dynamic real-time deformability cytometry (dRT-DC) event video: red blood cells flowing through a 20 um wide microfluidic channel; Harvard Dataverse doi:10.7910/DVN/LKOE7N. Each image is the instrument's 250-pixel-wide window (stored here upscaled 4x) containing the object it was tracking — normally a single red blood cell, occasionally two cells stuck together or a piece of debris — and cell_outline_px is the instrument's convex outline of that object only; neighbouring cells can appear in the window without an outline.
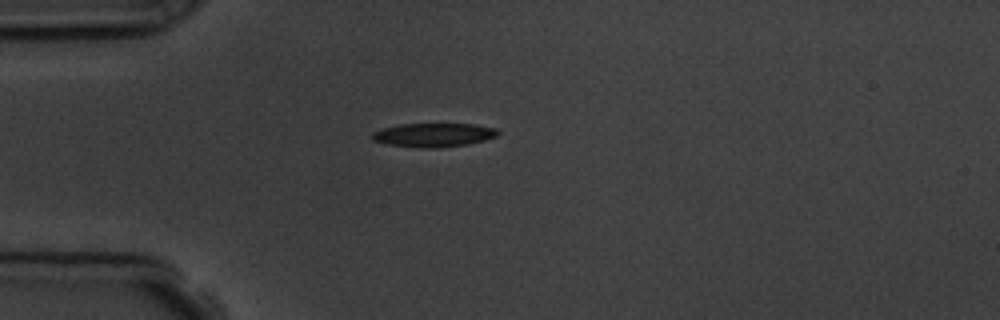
{"species": "common noctule bat (a hibernating species)", "species_latin": "Nyctalus noctula", "temperature_condition": "room temperature", "stored_images_in_passage": 2, "camera_frame_rate_fps": 3000, "um_per_image_px": 0.085, "animal": {"sex": "male", "body_mass_g": 19.5, "forearm_length_mm": 54.6}, "frame": {"image": 1, "passage_image": 1, "time_ms": 0.0, "image_size_px": [1000, 320], "cell_outline_px": [[500, 132], [496, 136], [484, 140], [468, 144], [436, 148], [424, 148], [388, 144], [372, 140], [372, 132], [384, 128], [400, 124], [476, 124], [496, 128]], "centroid_in_image_um": [36.88, 11.47], "position_along_channel_um": 48.1, "area_um2": 17.34}}